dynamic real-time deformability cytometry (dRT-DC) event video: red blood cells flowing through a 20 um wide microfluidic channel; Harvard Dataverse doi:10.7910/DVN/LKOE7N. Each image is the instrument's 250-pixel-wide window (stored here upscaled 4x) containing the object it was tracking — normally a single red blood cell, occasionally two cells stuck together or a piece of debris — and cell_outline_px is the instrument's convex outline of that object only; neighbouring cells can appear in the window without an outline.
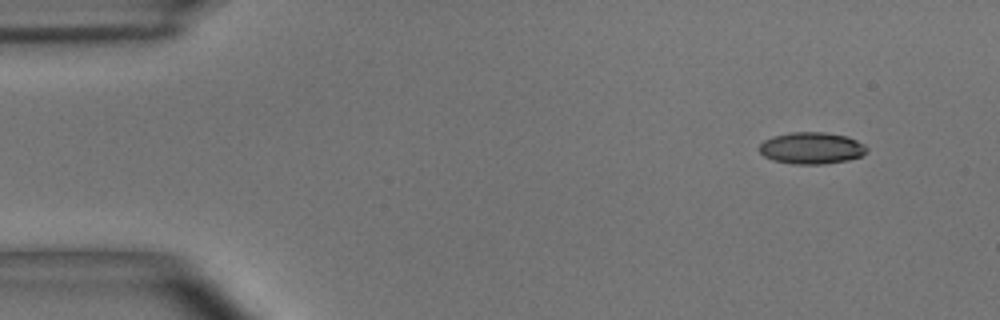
{"species": "common noctule bat (a hibernating species)", "species_latin": "Nyctalus noctula", "temperature_condition": "room temperature", "stored_images_in_passage": 5, "camera_frame_rate_fps": 3000, "um_per_image_px": 0.085, "animal": {"sex": "male", "body_mass_g": 15.6}, "frame": {"image": 1, "passage_image": 1, "time_ms": 0.0, "image_size_px": [1000, 320], "cell_outline_px": [[868, 148], [860, 156], [848, 160], [820, 164], [792, 164], [772, 160], [764, 156], [760, 152], [760, 144], [764, 140], [772, 136], [792, 132], [824, 132], [848, 136], [864, 144]], "centroid_in_image_um": [68.96, 12.58], "position_along_channel_um": 16.0, "area_um2": 19.83}}
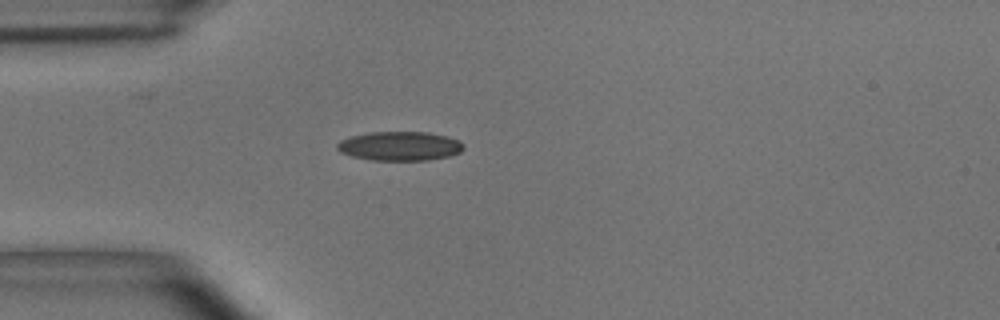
{"frame": {"image": 2, "passage_image": 4, "time_ms": 1.0, "image_size_px": [1000, 320], "cell_outline_px": [[464, 148], [460, 152], [448, 156], [428, 160], [368, 160], [352, 156], [340, 152], [336, 148], [336, 144], [340, 140], [352, 136], [372, 132], [428, 132], [448, 136], [460, 140], [464, 144]], "centroid_in_image_um": [33.99, 12.41], "position_along_channel_um": 51.0, "area_um2": 21.56}}